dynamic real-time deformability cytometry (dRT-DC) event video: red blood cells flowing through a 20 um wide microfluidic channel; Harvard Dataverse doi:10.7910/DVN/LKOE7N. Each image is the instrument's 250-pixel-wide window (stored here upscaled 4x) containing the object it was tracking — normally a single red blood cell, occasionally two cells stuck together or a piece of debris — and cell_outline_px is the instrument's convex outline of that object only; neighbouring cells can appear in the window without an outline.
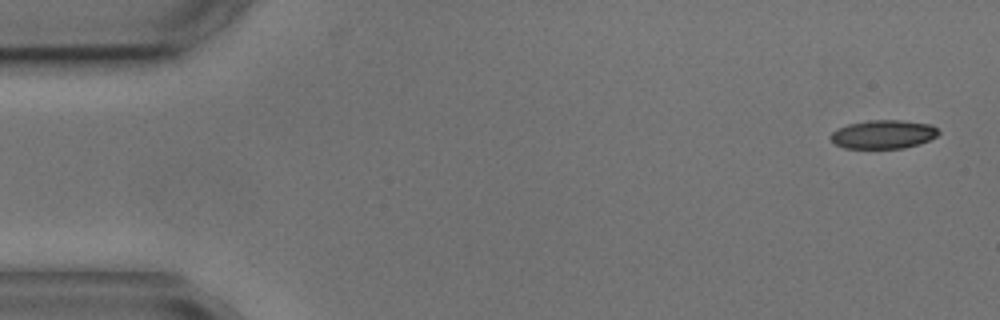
{"species": "common noctule bat (a hibernating species)", "species_latin": "Nyctalus noctula", "temperature_condition": "cold", "stored_images_in_passage": 7, "camera_frame_rate_fps": 3000, "um_per_image_px": 0.085, "animal": {"sex": "male", "body_mass_g": 17.9, "forearm_length_mm": 54.2}, "frame": {"image": 1, "passage_image": 1, "time_ms": 0.0, "image_size_px": [1000, 320], "cell_outline_px": [[940, 132], [936, 136], [928, 140], [904, 148], [844, 148], [836, 144], [832, 140], [832, 132], [836, 128], [848, 124], [868, 120], [900, 120], [932, 124]], "centroid_in_image_um": [75.08, 11.4], "position_along_channel_um": 9.9, "area_um2": 17.86}}
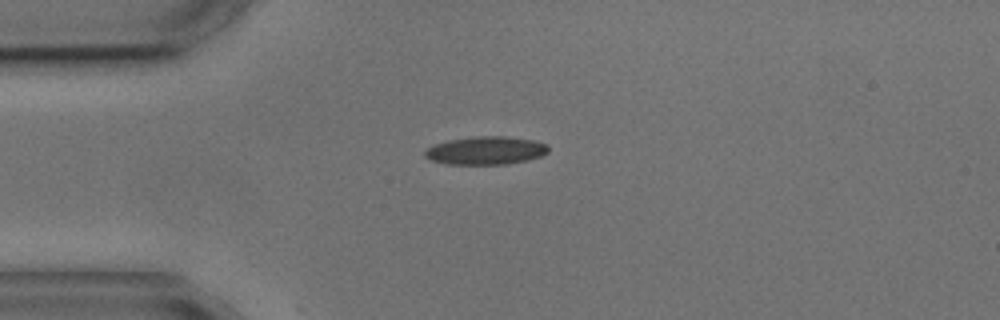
{"frame": {"image": 2, "passage_image": 4, "time_ms": 3.667, "image_size_px": [1000, 320], "cell_outline_px": [[548, 152], [540, 156], [528, 160], [504, 164], [448, 164], [432, 160], [424, 156], [424, 152], [428, 148], [436, 144], [448, 140], [480, 136], [504, 136], [532, 140], [548, 144]], "centroid_in_image_um": [41.31, 12.79], "position_along_channel_um": 43.7, "area_um2": 20.0}}